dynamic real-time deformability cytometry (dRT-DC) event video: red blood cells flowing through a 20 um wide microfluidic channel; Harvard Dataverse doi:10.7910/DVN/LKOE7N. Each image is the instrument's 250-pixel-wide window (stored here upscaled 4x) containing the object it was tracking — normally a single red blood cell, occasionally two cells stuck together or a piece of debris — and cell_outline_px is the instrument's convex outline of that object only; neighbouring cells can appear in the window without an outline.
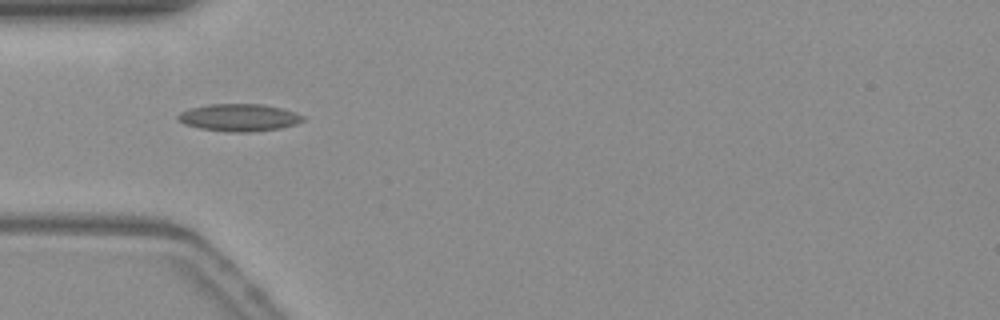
{"species": "common noctule bat (a hibernating species)", "species_latin": "Nyctalus noctula", "temperature_condition": "warm", "stored_images_in_passage": 16, "camera_frame_rate_fps": 3000, "um_per_image_px": 0.085, "animal": {"sex": "female", "body_mass_g": 19.3, "forearm_length_mm": 54.1}, "frame": {"image": 1, "passage_image": 1, "time_ms": 0.0, "image_size_px": [1000, 320], "cell_outline_px": [[304, 120], [296, 124], [280, 128], [252, 132], [228, 132], [200, 128], [184, 124], [176, 116], [180, 112], [192, 108], [208, 104], [260, 104], [280, 108], [304, 116]], "centroid_in_image_um": [20.31, 10.0], "position_along_channel_um": 64.7, "area_um2": 19.71}}
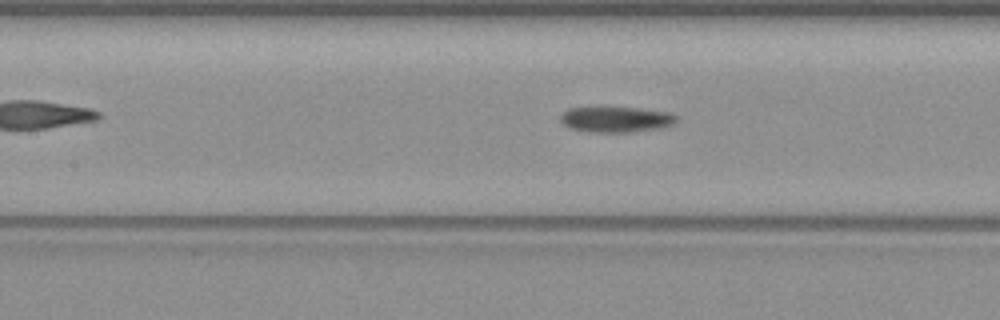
{"frame": {"image": 2, "passage_image": 5, "time_ms": 1.333, "image_size_px": [1000, 320], "cell_outline_px": [[676, 120], [672, 124], [660, 128], [632, 132], [588, 132], [568, 128], [560, 120], [560, 116], [568, 108], [600, 104], [672, 112], [676, 116]], "centroid_in_image_um": [52.29, 10.1], "position_along_channel_um": 155.1, "area_um2": 18.21}}
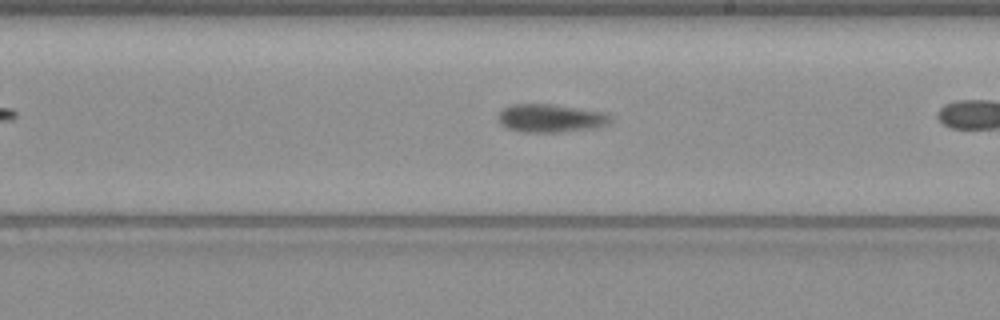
{"frame": {"image": 3, "passage_image": 12, "time_ms": 3.667, "image_size_px": [1000, 320], "cell_outline_px": [[608, 124], [596, 128], [560, 132], [520, 132], [508, 128], [500, 124], [496, 116], [504, 108], [512, 104], [552, 104], [604, 112], [608, 116]], "centroid_in_image_um": [46.74, 10.05], "position_along_channel_um": 242.3, "area_um2": 18.38}}